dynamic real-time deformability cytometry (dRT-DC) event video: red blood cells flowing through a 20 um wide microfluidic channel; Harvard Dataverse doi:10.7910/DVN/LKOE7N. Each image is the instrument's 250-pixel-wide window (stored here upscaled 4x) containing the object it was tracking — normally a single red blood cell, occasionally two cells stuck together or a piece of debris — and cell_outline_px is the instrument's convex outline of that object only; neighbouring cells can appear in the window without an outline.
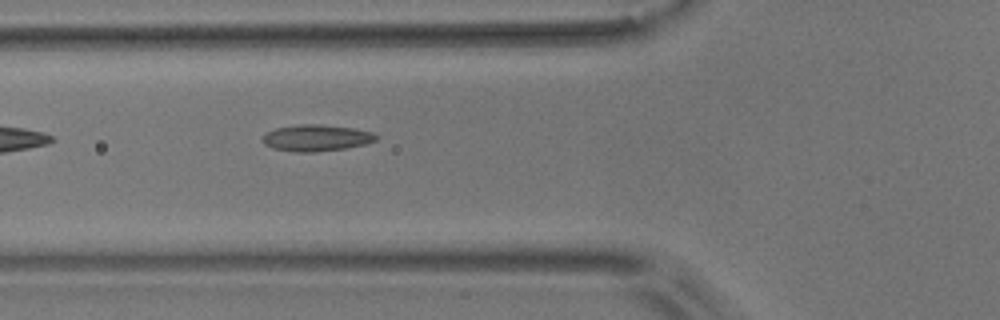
{"species": "common noctule bat (a hibernating species)", "species_latin": "Nyctalus noctula", "temperature_condition": "room temperature", "stored_images_in_passage": 6, "camera_frame_rate_fps": 3000, "um_per_image_px": 0.085, "animal": {"sex": "male", "body_mass_g": 17.9}, "frame": {"image": 1, "passage_image": 6, "time_ms": 6.0, "image_size_px": [1000, 320], "cell_outline_px": [[380, 136], [376, 140], [364, 144], [344, 148], [316, 152], [296, 152], [272, 148], [264, 144], [260, 140], [268, 132], [276, 128], [304, 124], [320, 124], [352, 128], [372, 132]], "centroid_in_image_um": [26.88, 11.72], "position_along_channel_um": 98.9, "area_um2": 17.4}}